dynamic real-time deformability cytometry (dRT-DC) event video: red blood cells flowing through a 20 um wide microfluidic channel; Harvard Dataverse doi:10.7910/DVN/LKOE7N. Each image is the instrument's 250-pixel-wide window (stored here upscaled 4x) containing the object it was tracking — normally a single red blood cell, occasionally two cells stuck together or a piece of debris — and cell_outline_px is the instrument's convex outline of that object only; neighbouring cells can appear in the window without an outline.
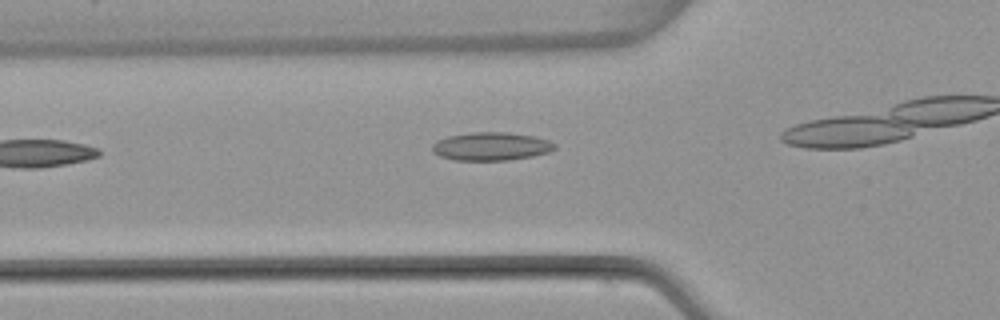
{"species": "common noctule bat (a hibernating species)", "species_latin": "Nyctalus noctula", "temperature_condition": "warm", "stored_images_in_passage": 5, "camera_frame_rate_fps": 3000, "um_per_image_px": 0.085, "animal": {"sex": "female", "body_mass_g": 22.7, "forearm_length_mm": 54.2}, "frame": {"image": 1, "passage_image": 3, "time_ms": 2.333, "image_size_px": [1000, 320], "cell_outline_px": [[556, 148], [548, 152], [532, 156], [508, 160], [456, 160], [440, 156], [432, 152], [432, 144], [436, 140], [448, 136], [472, 132], [508, 132], [536, 136], [548, 140], [556, 144]], "centroid_in_image_um": [41.74, 12.43], "position_along_channel_um": 84.1, "area_um2": 20.23}}
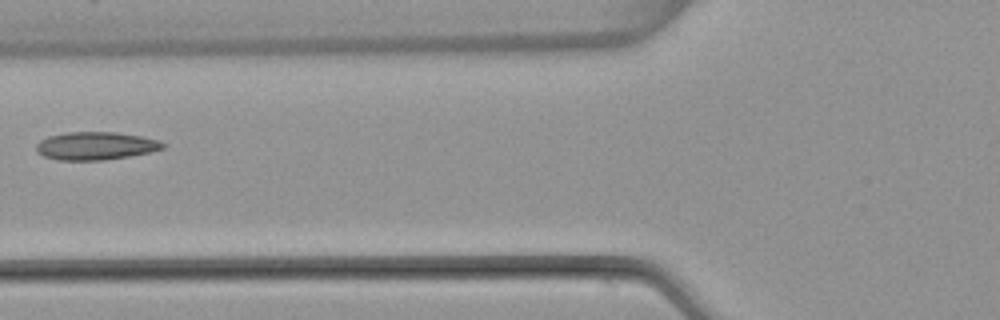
{"frame": {"image": 2, "passage_image": 5, "time_ms": 4.667, "image_size_px": [1000, 320], "cell_outline_px": [[168, 144], [164, 148], [152, 152], [104, 160], [56, 160], [44, 156], [36, 152], [36, 144], [40, 140], [48, 136], [68, 132], [116, 132], [140, 136], [160, 140]], "centroid_in_image_um": [8.15, 12.4], "position_along_channel_um": 117.7, "area_um2": 20.81}}